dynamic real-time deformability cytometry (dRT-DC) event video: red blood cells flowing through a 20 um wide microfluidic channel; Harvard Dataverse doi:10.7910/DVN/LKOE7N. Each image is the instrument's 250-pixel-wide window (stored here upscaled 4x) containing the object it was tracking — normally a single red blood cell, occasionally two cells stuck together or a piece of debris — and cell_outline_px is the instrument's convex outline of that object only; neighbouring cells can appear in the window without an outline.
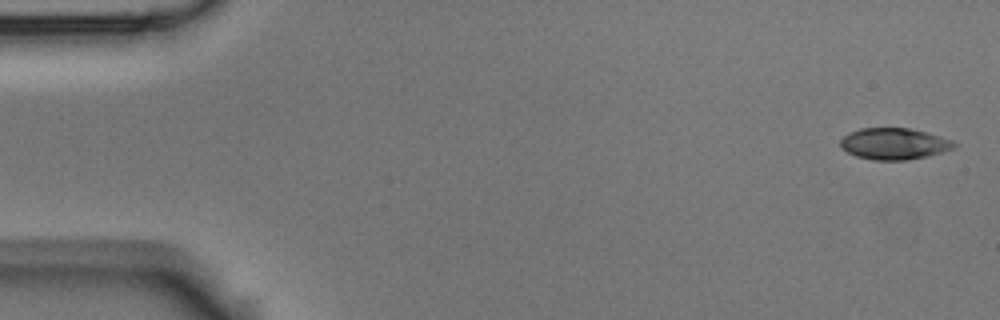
{"species": "Egyptian fruit bat (a non-hibernating species)", "species_latin": "Rousettus aegyptiacus", "temperature_condition": "room temperature", "stored_images_in_passage": 4, "camera_frame_rate_fps": 3000, "um_per_image_px": 0.085, "animal": {"sex": "male"}, "frame": {"image": 1, "passage_image": 1, "time_ms": 0.0, "image_size_px": [1000, 320], "cell_outline_px": [[960, 144], [956, 148], [944, 152], [928, 156], [904, 160], [872, 160], [856, 156], [840, 148], [840, 140], [848, 132], [860, 128], [908, 128], [940, 136], [952, 140]], "centroid_in_image_um": [76.02, 12.22], "position_along_channel_um": 9.0, "area_um2": 21.04}}